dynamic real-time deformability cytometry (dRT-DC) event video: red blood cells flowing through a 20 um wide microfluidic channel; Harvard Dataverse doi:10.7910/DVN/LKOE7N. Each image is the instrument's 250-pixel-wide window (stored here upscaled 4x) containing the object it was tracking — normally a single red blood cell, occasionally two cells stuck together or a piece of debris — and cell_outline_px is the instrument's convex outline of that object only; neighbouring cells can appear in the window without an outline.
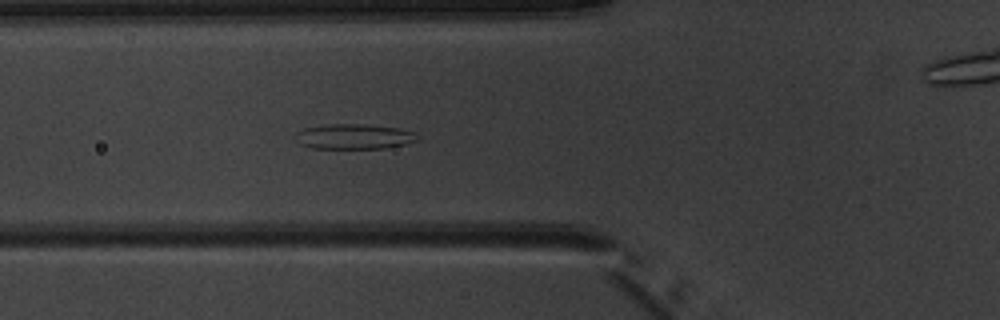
{"species": "common noctule bat (a hibernating species)", "species_latin": "Nyctalus noctula", "temperature_condition": "warm", "stored_images_in_passage": 4, "camera_frame_rate_fps": 3000, "um_per_image_px": 0.085, "animal": {"sex": "male", "body_mass_g": 20.1, "forearm_length_mm": 53.5}, "frame": {"image": 1, "passage_image": 3, "time_ms": 2.0, "image_size_px": [1000, 320], "cell_outline_px": [[420, 140], [404, 144], [384, 148], [312, 148], [300, 144], [292, 136], [296, 132], [304, 128], [332, 124], [360, 124], [396, 128], [416, 132]], "centroid_in_image_um": [30.07, 11.61], "position_along_channel_um": 95.7, "area_um2": 17.8}}